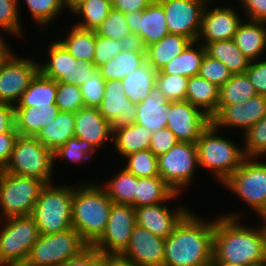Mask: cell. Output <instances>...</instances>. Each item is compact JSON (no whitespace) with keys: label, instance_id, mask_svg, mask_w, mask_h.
<instances>
[{"label":"cell","instance_id":"obj_1","mask_svg":"<svg viewBox=\"0 0 266 266\" xmlns=\"http://www.w3.org/2000/svg\"><path fill=\"white\" fill-rule=\"evenodd\" d=\"M226 214L215 218L212 262L247 266L266 261V228L263 221V225L253 229L239 224L241 215Z\"/></svg>","mask_w":266,"mask_h":266},{"label":"cell","instance_id":"obj_2","mask_svg":"<svg viewBox=\"0 0 266 266\" xmlns=\"http://www.w3.org/2000/svg\"><path fill=\"white\" fill-rule=\"evenodd\" d=\"M214 224L189 211L165 239L163 266H211Z\"/></svg>","mask_w":266,"mask_h":266},{"label":"cell","instance_id":"obj_3","mask_svg":"<svg viewBox=\"0 0 266 266\" xmlns=\"http://www.w3.org/2000/svg\"><path fill=\"white\" fill-rule=\"evenodd\" d=\"M86 183L74 186L72 228L92 246L105 231L113 202L101 185Z\"/></svg>","mask_w":266,"mask_h":266},{"label":"cell","instance_id":"obj_4","mask_svg":"<svg viewBox=\"0 0 266 266\" xmlns=\"http://www.w3.org/2000/svg\"><path fill=\"white\" fill-rule=\"evenodd\" d=\"M211 123L196 141L198 165L209 169L220 183H224L246 159L244 149L226 137L218 136Z\"/></svg>","mask_w":266,"mask_h":266},{"label":"cell","instance_id":"obj_5","mask_svg":"<svg viewBox=\"0 0 266 266\" xmlns=\"http://www.w3.org/2000/svg\"><path fill=\"white\" fill-rule=\"evenodd\" d=\"M43 186L34 205L31 217L39 228L40 234H54L72 228V202L74 187Z\"/></svg>","mask_w":266,"mask_h":266},{"label":"cell","instance_id":"obj_6","mask_svg":"<svg viewBox=\"0 0 266 266\" xmlns=\"http://www.w3.org/2000/svg\"><path fill=\"white\" fill-rule=\"evenodd\" d=\"M53 152L36 137L18 136L9 162L3 171L14 175L37 178L52 183Z\"/></svg>","mask_w":266,"mask_h":266},{"label":"cell","instance_id":"obj_7","mask_svg":"<svg viewBox=\"0 0 266 266\" xmlns=\"http://www.w3.org/2000/svg\"><path fill=\"white\" fill-rule=\"evenodd\" d=\"M45 183L37 178L0 172V220L31 216ZM3 216V218H2Z\"/></svg>","mask_w":266,"mask_h":266},{"label":"cell","instance_id":"obj_8","mask_svg":"<svg viewBox=\"0 0 266 266\" xmlns=\"http://www.w3.org/2000/svg\"><path fill=\"white\" fill-rule=\"evenodd\" d=\"M89 245L73 228L64 232L40 234L31 247L26 266H61L79 256Z\"/></svg>","mask_w":266,"mask_h":266},{"label":"cell","instance_id":"obj_9","mask_svg":"<svg viewBox=\"0 0 266 266\" xmlns=\"http://www.w3.org/2000/svg\"><path fill=\"white\" fill-rule=\"evenodd\" d=\"M4 222V224L2 223ZM0 220V266L25 264L31 247L40 236L31 216Z\"/></svg>","mask_w":266,"mask_h":266},{"label":"cell","instance_id":"obj_10","mask_svg":"<svg viewBox=\"0 0 266 266\" xmlns=\"http://www.w3.org/2000/svg\"><path fill=\"white\" fill-rule=\"evenodd\" d=\"M240 197L260 219L266 217V163L246 158L241 166L223 183Z\"/></svg>","mask_w":266,"mask_h":266},{"label":"cell","instance_id":"obj_11","mask_svg":"<svg viewBox=\"0 0 266 266\" xmlns=\"http://www.w3.org/2000/svg\"><path fill=\"white\" fill-rule=\"evenodd\" d=\"M10 50L0 59V103L15 106L39 73V63L18 58Z\"/></svg>","mask_w":266,"mask_h":266},{"label":"cell","instance_id":"obj_12","mask_svg":"<svg viewBox=\"0 0 266 266\" xmlns=\"http://www.w3.org/2000/svg\"><path fill=\"white\" fill-rule=\"evenodd\" d=\"M197 165L196 143L179 142L166 154L158 157L160 177L179 194L192 182Z\"/></svg>","mask_w":266,"mask_h":266},{"label":"cell","instance_id":"obj_13","mask_svg":"<svg viewBox=\"0 0 266 266\" xmlns=\"http://www.w3.org/2000/svg\"><path fill=\"white\" fill-rule=\"evenodd\" d=\"M135 225V208L113 203L105 231L92 247L102 254H122L129 245Z\"/></svg>","mask_w":266,"mask_h":266},{"label":"cell","instance_id":"obj_14","mask_svg":"<svg viewBox=\"0 0 266 266\" xmlns=\"http://www.w3.org/2000/svg\"><path fill=\"white\" fill-rule=\"evenodd\" d=\"M170 34H179L197 41L202 14L208 0H160Z\"/></svg>","mask_w":266,"mask_h":266},{"label":"cell","instance_id":"obj_15","mask_svg":"<svg viewBox=\"0 0 266 266\" xmlns=\"http://www.w3.org/2000/svg\"><path fill=\"white\" fill-rule=\"evenodd\" d=\"M169 128L180 142L196 143L202 132L211 124V118L188 101H171L166 112Z\"/></svg>","mask_w":266,"mask_h":266},{"label":"cell","instance_id":"obj_16","mask_svg":"<svg viewBox=\"0 0 266 266\" xmlns=\"http://www.w3.org/2000/svg\"><path fill=\"white\" fill-rule=\"evenodd\" d=\"M265 115L266 96L257 94L241 103L225 105L211 119V123L218 130L223 127H239L245 133Z\"/></svg>","mask_w":266,"mask_h":266},{"label":"cell","instance_id":"obj_17","mask_svg":"<svg viewBox=\"0 0 266 266\" xmlns=\"http://www.w3.org/2000/svg\"><path fill=\"white\" fill-rule=\"evenodd\" d=\"M121 80H109L105 84V93L98 107L102 116L111 123L112 132L135 123L137 104H133L123 91Z\"/></svg>","mask_w":266,"mask_h":266},{"label":"cell","instance_id":"obj_18","mask_svg":"<svg viewBox=\"0 0 266 266\" xmlns=\"http://www.w3.org/2000/svg\"><path fill=\"white\" fill-rule=\"evenodd\" d=\"M208 4L209 1L202 14L201 29L197 41L203 40L204 43H201L205 44L233 39L242 22L239 14L230 6L212 8Z\"/></svg>","mask_w":266,"mask_h":266},{"label":"cell","instance_id":"obj_19","mask_svg":"<svg viewBox=\"0 0 266 266\" xmlns=\"http://www.w3.org/2000/svg\"><path fill=\"white\" fill-rule=\"evenodd\" d=\"M165 239L153 235L146 228L135 225L123 257L138 266H163Z\"/></svg>","mask_w":266,"mask_h":266},{"label":"cell","instance_id":"obj_20","mask_svg":"<svg viewBox=\"0 0 266 266\" xmlns=\"http://www.w3.org/2000/svg\"><path fill=\"white\" fill-rule=\"evenodd\" d=\"M132 33H137L146 46L160 41L169 33L163 6L152 1L143 11L125 14Z\"/></svg>","mask_w":266,"mask_h":266},{"label":"cell","instance_id":"obj_21","mask_svg":"<svg viewBox=\"0 0 266 266\" xmlns=\"http://www.w3.org/2000/svg\"><path fill=\"white\" fill-rule=\"evenodd\" d=\"M164 204L140 206L135 208V213L137 225L146 228L153 235L166 239L189 210L177 205V208L173 209L175 211L171 212Z\"/></svg>","mask_w":266,"mask_h":266},{"label":"cell","instance_id":"obj_22","mask_svg":"<svg viewBox=\"0 0 266 266\" xmlns=\"http://www.w3.org/2000/svg\"><path fill=\"white\" fill-rule=\"evenodd\" d=\"M74 137L99 149L107 140L113 139L112 126L98 108L83 107L75 113Z\"/></svg>","mask_w":266,"mask_h":266},{"label":"cell","instance_id":"obj_23","mask_svg":"<svg viewBox=\"0 0 266 266\" xmlns=\"http://www.w3.org/2000/svg\"><path fill=\"white\" fill-rule=\"evenodd\" d=\"M15 128L20 136L36 137L44 126L53 121L60 110L56 104L14 107Z\"/></svg>","mask_w":266,"mask_h":266},{"label":"cell","instance_id":"obj_24","mask_svg":"<svg viewBox=\"0 0 266 266\" xmlns=\"http://www.w3.org/2000/svg\"><path fill=\"white\" fill-rule=\"evenodd\" d=\"M170 105L171 101L154 85L150 95L137 104L135 123L152 132L165 128L168 121L166 112L170 109Z\"/></svg>","mask_w":266,"mask_h":266},{"label":"cell","instance_id":"obj_25","mask_svg":"<svg viewBox=\"0 0 266 266\" xmlns=\"http://www.w3.org/2000/svg\"><path fill=\"white\" fill-rule=\"evenodd\" d=\"M50 45L47 49L48 61L44 64L39 63V72L57 83L71 84L74 66L80 61L76 60L59 41Z\"/></svg>","mask_w":266,"mask_h":266},{"label":"cell","instance_id":"obj_26","mask_svg":"<svg viewBox=\"0 0 266 266\" xmlns=\"http://www.w3.org/2000/svg\"><path fill=\"white\" fill-rule=\"evenodd\" d=\"M266 22L249 20L241 22L234 35L237 48L250 60L261 57L266 50Z\"/></svg>","mask_w":266,"mask_h":266},{"label":"cell","instance_id":"obj_27","mask_svg":"<svg viewBox=\"0 0 266 266\" xmlns=\"http://www.w3.org/2000/svg\"><path fill=\"white\" fill-rule=\"evenodd\" d=\"M185 100L212 119L217 114L219 87L199 74L194 75L188 79Z\"/></svg>","mask_w":266,"mask_h":266},{"label":"cell","instance_id":"obj_28","mask_svg":"<svg viewBox=\"0 0 266 266\" xmlns=\"http://www.w3.org/2000/svg\"><path fill=\"white\" fill-rule=\"evenodd\" d=\"M191 42V39L182 35L168 33L160 41L147 46L146 62L158 72L181 54Z\"/></svg>","mask_w":266,"mask_h":266},{"label":"cell","instance_id":"obj_29","mask_svg":"<svg viewBox=\"0 0 266 266\" xmlns=\"http://www.w3.org/2000/svg\"><path fill=\"white\" fill-rule=\"evenodd\" d=\"M75 113L60 111L52 122L44 126L36 138L54 152L66 141L74 137Z\"/></svg>","mask_w":266,"mask_h":266},{"label":"cell","instance_id":"obj_30","mask_svg":"<svg viewBox=\"0 0 266 266\" xmlns=\"http://www.w3.org/2000/svg\"><path fill=\"white\" fill-rule=\"evenodd\" d=\"M152 133L149 129L132 123L113 132V145L120 156L125 158L129 154L149 149Z\"/></svg>","mask_w":266,"mask_h":266},{"label":"cell","instance_id":"obj_31","mask_svg":"<svg viewBox=\"0 0 266 266\" xmlns=\"http://www.w3.org/2000/svg\"><path fill=\"white\" fill-rule=\"evenodd\" d=\"M156 74L157 71L147 62L129 73L121 80L126 97L133 104L141 103L150 95Z\"/></svg>","mask_w":266,"mask_h":266},{"label":"cell","instance_id":"obj_32","mask_svg":"<svg viewBox=\"0 0 266 266\" xmlns=\"http://www.w3.org/2000/svg\"><path fill=\"white\" fill-rule=\"evenodd\" d=\"M180 196L160 176L138 178L136 208L175 200Z\"/></svg>","mask_w":266,"mask_h":266},{"label":"cell","instance_id":"obj_33","mask_svg":"<svg viewBox=\"0 0 266 266\" xmlns=\"http://www.w3.org/2000/svg\"><path fill=\"white\" fill-rule=\"evenodd\" d=\"M206 54L224 63L233 74H243L250 60L237 48L233 39L203 44Z\"/></svg>","mask_w":266,"mask_h":266},{"label":"cell","instance_id":"obj_34","mask_svg":"<svg viewBox=\"0 0 266 266\" xmlns=\"http://www.w3.org/2000/svg\"><path fill=\"white\" fill-rule=\"evenodd\" d=\"M195 44H197V49L194 46ZM205 53L206 50L202 43L198 44V41H192L181 54L173 58L160 72L182 75L188 78L198 75Z\"/></svg>","mask_w":266,"mask_h":266},{"label":"cell","instance_id":"obj_35","mask_svg":"<svg viewBox=\"0 0 266 266\" xmlns=\"http://www.w3.org/2000/svg\"><path fill=\"white\" fill-rule=\"evenodd\" d=\"M138 177L125 168L111 180L101 185L114 204L130 205L136 208V186Z\"/></svg>","mask_w":266,"mask_h":266},{"label":"cell","instance_id":"obj_36","mask_svg":"<svg viewBox=\"0 0 266 266\" xmlns=\"http://www.w3.org/2000/svg\"><path fill=\"white\" fill-rule=\"evenodd\" d=\"M56 92L57 82L39 72L14 107L55 104Z\"/></svg>","mask_w":266,"mask_h":266},{"label":"cell","instance_id":"obj_37","mask_svg":"<svg viewBox=\"0 0 266 266\" xmlns=\"http://www.w3.org/2000/svg\"><path fill=\"white\" fill-rule=\"evenodd\" d=\"M66 38L59 39V42L70 52L78 61L93 62L95 55V30L80 28L76 25Z\"/></svg>","mask_w":266,"mask_h":266},{"label":"cell","instance_id":"obj_38","mask_svg":"<svg viewBox=\"0 0 266 266\" xmlns=\"http://www.w3.org/2000/svg\"><path fill=\"white\" fill-rule=\"evenodd\" d=\"M146 52H132L122 50L106 64L101 66L100 73L105 81L122 80L129 73L146 62Z\"/></svg>","mask_w":266,"mask_h":266},{"label":"cell","instance_id":"obj_39","mask_svg":"<svg viewBox=\"0 0 266 266\" xmlns=\"http://www.w3.org/2000/svg\"><path fill=\"white\" fill-rule=\"evenodd\" d=\"M255 95H257V92L245 73L233 74L232 77L219 88L217 113L225 105L241 103Z\"/></svg>","mask_w":266,"mask_h":266},{"label":"cell","instance_id":"obj_40","mask_svg":"<svg viewBox=\"0 0 266 266\" xmlns=\"http://www.w3.org/2000/svg\"><path fill=\"white\" fill-rule=\"evenodd\" d=\"M113 8L112 0H89L82 3L73 14L82 17V21L74 24L80 28L95 30L102 24Z\"/></svg>","mask_w":266,"mask_h":266},{"label":"cell","instance_id":"obj_41","mask_svg":"<svg viewBox=\"0 0 266 266\" xmlns=\"http://www.w3.org/2000/svg\"><path fill=\"white\" fill-rule=\"evenodd\" d=\"M125 158L128 163L124 168L134 176L138 178L160 176L158 157L150 149L129 154Z\"/></svg>","mask_w":266,"mask_h":266},{"label":"cell","instance_id":"obj_42","mask_svg":"<svg viewBox=\"0 0 266 266\" xmlns=\"http://www.w3.org/2000/svg\"><path fill=\"white\" fill-rule=\"evenodd\" d=\"M34 21L45 27L67 7L66 0H24ZM57 16V17H56Z\"/></svg>","mask_w":266,"mask_h":266},{"label":"cell","instance_id":"obj_43","mask_svg":"<svg viewBox=\"0 0 266 266\" xmlns=\"http://www.w3.org/2000/svg\"><path fill=\"white\" fill-rule=\"evenodd\" d=\"M96 148L86 140L77 137L69 138L65 144L58 147L53 152V159L69 160L70 162L80 164L88 159H91Z\"/></svg>","mask_w":266,"mask_h":266},{"label":"cell","instance_id":"obj_44","mask_svg":"<svg viewBox=\"0 0 266 266\" xmlns=\"http://www.w3.org/2000/svg\"><path fill=\"white\" fill-rule=\"evenodd\" d=\"M188 79L186 76L163 74L158 71L155 85L169 101H185Z\"/></svg>","mask_w":266,"mask_h":266},{"label":"cell","instance_id":"obj_45","mask_svg":"<svg viewBox=\"0 0 266 266\" xmlns=\"http://www.w3.org/2000/svg\"><path fill=\"white\" fill-rule=\"evenodd\" d=\"M243 134L246 158L266 156V115Z\"/></svg>","mask_w":266,"mask_h":266},{"label":"cell","instance_id":"obj_46","mask_svg":"<svg viewBox=\"0 0 266 266\" xmlns=\"http://www.w3.org/2000/svg\"><path fill=\"white\" fill-rule=\"evenodd\" d=\"M95 32L102 37L119 41L131 33L125 14L115 8L111 9L102 24L95 29Z\"/></svg>","mask_w":266,"mask_h":266},{"label":"cell","instance_id":"obj_47","mask_svg":"<svg viewBox=\"0 0 266 266\" xmlns=\"http://www.w3.org/2000/svg\"><path fill=\"white\" fill-rule=\"evenodd\" d=\"M106 81L99 68L92 70L90 77L80 86L85 107L98 108L104 98Z\"/></svg>","mask_w":266,"mask_h":266},{"label":"cell","instance_id":"obj_48","mask_svg":"<svg viewBox=\"0 0 266 266\" xmlns=\"http://www.w3.org/2000/svg\"><path fill=\"white\" fill-rule=\"evenodd\" d=\"M55 104L60 111L76 113L85 107L81 88L73 84L57 83Z\"/></svg>","mask_w":266,"mask_h":266},{"label":"cell","instance_id":"obj_49","mask_svg":"<svg viewBox=\"0 0 266 266\" xmlns=\"http://www.w3.org/2000/svg\"><path fill=\"white\" fill-rule=\"evenodd\" d=\"M199 75L220 88L232 77L233 73L224 63L205 53Z\"/></svg>","mask_w":266,"mask_h":266},{"label":"cell","instance_id":"obj_50","mask_svg":"<svg viewBox=\"0 0 266 266\" xmlns=\"http://www.w3.org/2000/svg\"><path fill=\"white\" fill-rule=\"evenodd\" d=\"M18 2L19 0H0V28L9 34L22 37ZM0 38L4 39L3 36Z\"/></svg>","mask_w":266,"mask_h":266},{"label":"cell","instance_id":"obj_51","mask_svg":"<svg viewBox=\"0 0 266 266\" xmlns=\"http://www.w3.org/2000/svg\"><path fill=\"white\" fill-rule=\"evenodd\" d=\"M121 51L119 40L108 39L97 35L95 32V55L93 59L95 68H100Z\"/></svg>","mask_w":266,"mask_h":266},{"label":"cell","instance_id":"obj_52","mask_svg":"<svg viewBox=\"0 0 266 266\" xmlns=\"http://www.w3.org/2000/svg\"><path fill=\"white\" fill-rule=\"evenodd\" d=\"M180 141L173 134V132L165 127L154 131L150 138L149 149L156 157L166 154L173 146L177 145Z\"/></svg>","mask_w":266,"mask_h":266},{"label":"cell","instance_id":"obj_53","mask_svg":"<svg viewBox=\"0 0 266 266\" xmlns=\"http://www.w3.org/2000/svg\"><path fill=\"white\" fill-rule=\"evenodd\" d=\"M245 74L253 84L257 94L266 96V60L260 62L251 61Z\"/></svg>","mask_w":266,"mask_h":266},{"label":"cell","instance_id":"obj_54","mask_svg":"<svg viewBox=\"0 0 266 266\" xmlns=\"http://www.w3.org/2000/svg\"><path fill=\"white\" fill-rule=\"evenodd\" d=\"M102 253L89 246L79 256L68 260L61 266H101Z\"/></svg>","mask_w":266,"mask_h":266},{"label":"cell","instance_id":"obj_55","mask_svg":"<svg viewBox=\"0 0 266 266\" xmlns=\"http://www.w3.org/2000/svg\"><path fill=\"white\" fill-rule=\"evenodd\" d=\"M248 20L266 22V0H239Z\"/></svg>","mask_w":266,"mask_h":266},{"label":"cell","instance_id":"obj_56","mask_svg":"<svg viewBox=\"0 0 266 266\" xmlns=\"http://www.w3.org/2000/svg\"><path fill=\"white\" fill-rule=\"evenodd\" d=\"M19 136L16 128L0 134V165L4 168L9 162L12 150L17 137Z\"/></svg>","mask_w":266,"mask_h":266},{"label":"cell","instance_id":"obj_57","mask_svg":"<svg viewBox=\"0 0 266 266\" xmlns=\"http://www.w3.org/2000/svg\"><path fill=\"white\" fill-rule=\"evenodd\" d=\"M15 127V109L13 105L0 103V134Z\"/></svg>","mask_w":266,"mask_h":266},{"label":"cell","instance_id":"obj_58","mask_svg":"<svg viewBox=\"0 0 266 266\" xmlns=\"http://www.w3.org/2000/svg\"><path fill=\"white\" fill-rule=\"evenodd\" d=\"M151 2L152 0H112V5L123 14H128L143 11Z\"/></svg>","mask_w":266,"mask_h":266},{"label":"cell","instance_id":"obj_59","mask_svg":"<svg viewBox=\"0 0 266 266\" xmlns=\"http://www.w3.org/2000/svg\"><path fill=\"white\" fill-rule=\"evenodd\" d=\"M119 45L124 51L146 52L147 46L137 33H130L119 41Z\"/></svg>","mask_w":266,"mask_h":266},{"label":"cell","instance_id":"obj_60","mask_svg":"<svg viewBox=\"0 0 266 266\" xmlns=\"http://www.w3.org/2000/svg\"><path fill=\"white\" fill-rule=\"evenodd\" d=\"M95 69L94 62L85 61L80 62L77 66H74L73 78L71 84L81 86L91 75L92 70Z\"/></svg>","mask_w":266,"mask_h":266},{"label":"cell","instance_id":"obj_61","mask_svg":"<svg viewBox=\"0 0 266 266\" xmlns=\"http://www.w3.org/2000/svg\"><path fill=\"white\" fill-rule=\"evenodd\" d=\"M101 266H138L121 254H102Z\"/></svg>","mask_w":266,"mask_h":266},{"label":"cell","instance_id":"obj_62","mask_svg":"<svg viewBox=\"0 0 266 266\" xmlns=\"http://www.w3.org/2000/svg\"><path fill=\"white\" fill-rule=\"evenodd\" d=\"M67 8L71 10L73 13L82 3L87 2L89 0H66Z\"/></svg>","mask_w":266,"mask_h":266},{"label":"cell","instance_id":"obj_63","mask_svg":"<svg viewBox=\"0 0 266 266\" xmlns=\"http://www.w3.org/2000/svg\"><path fill=\"white\" fill-rule=\"evenodd\" d=\"M9 49L10 48L7 46L5 40L0 38V59Z\"/></svg>","mask_w":266,"mask_h":266},{"label":"cell","instance_id":"obj_64","mask_svg":"<svg viewBox=\"0 0 266 266\" xmlns=\"http://www.w3.org/2000/svg\"><path fill=\"white\" fill-rule=\"evenodd\" d=\"M211 266H245V265L231 264V263H225V262H212Z\"/></svg>","mask_w":266,"mask_h":266},{"label":"cell","instance_id":"obj_65","mask_svg":"<svg viewBox=\"0 0 266 266\" xmlns=\"http://www.w3.org/2000/svg\"><path fill=\"white\" fill-rule=\"evenodd\" d=\"M247 266H266V261L254 263V264H249Z\"/></svg>","mask_w":266,"mask_h":266},{"label":"cell","instance_id":"obj_66","mask_svg":"<svg viewBox=\"0 0 266 266\" xmlns=\"http://www.w3.org/2000/svg\"><path fill=\"white\" fill-rule=\"evenodd\" d=\"M261 220L263 221V223H264V225H265V228H266V217L263 218V219H261Z\"/></svg>","mask_w":266,"mask_h":266},{"label":"cell","instance_id":"obj_67","mask_svg":"<svg viewBox=\"0 0 266 266\" xmlns=\"http://www.w3.org/2000/svg\"><path fill=\"white\" fill-rule=\"evenodd\" d=\"M9 266H26L25 264H19V265H9Z\"/></svg>","mask_w":266,"mask_h":266}]
</instances>
